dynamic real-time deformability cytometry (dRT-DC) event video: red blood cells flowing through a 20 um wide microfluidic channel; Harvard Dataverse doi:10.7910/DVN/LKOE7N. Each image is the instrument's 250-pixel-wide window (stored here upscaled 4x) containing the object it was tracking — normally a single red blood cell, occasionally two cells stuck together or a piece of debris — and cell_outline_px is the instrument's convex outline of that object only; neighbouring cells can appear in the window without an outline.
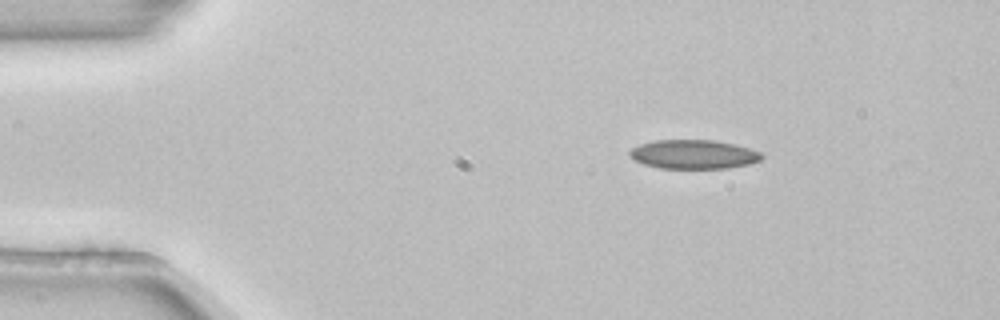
{"species": "common noctule bat (a hibernating species)", "species_latin": "Nyctalus noctula", "temperature_condition": "room temperature", "stored_images_in_passage": 2, "camera_frame_rate_fps": 3000, "um_per_image_px": 0.085, "animal": {"sex": "female", "body_mass_g": 22.7, "forearm_length_mm": 54.2}, "frame": {"image": 1, "passage_image": 1, "time_ms": 0.0, "image_size_px": [1000, 320], "cell_outline_px": [[764, 156], [760, 160], [748, 164], [728, 168], [660, 168], [644, 164], [636, 160], [628, 152], [632, 148], [640, 144], [656, 140], [712, 140], [732, 144], [748, 148], [760, 152]], "centroid_in_image_um": [58.96, 13.12], "position_along_channel_um": 26.0, "area_um2": 22.02}}